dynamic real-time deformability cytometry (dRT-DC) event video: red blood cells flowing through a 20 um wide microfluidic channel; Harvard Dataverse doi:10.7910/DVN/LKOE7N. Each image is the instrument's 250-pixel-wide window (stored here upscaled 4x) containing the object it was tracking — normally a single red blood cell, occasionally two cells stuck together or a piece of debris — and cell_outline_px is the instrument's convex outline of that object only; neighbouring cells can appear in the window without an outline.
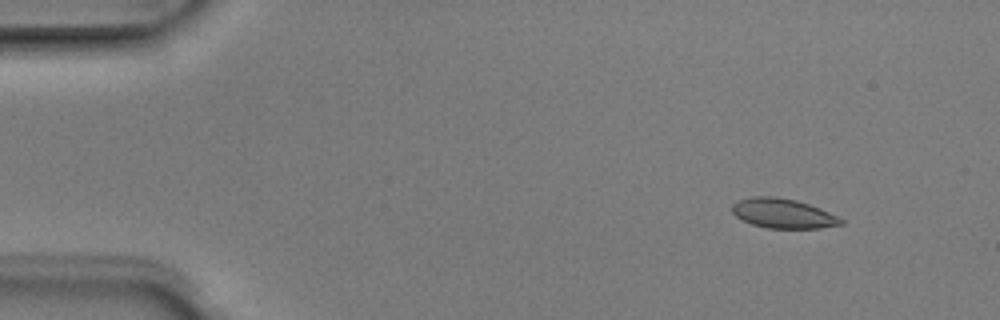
{"species": "Egyptian fruit bat (a non-hibernating species)", "species_latin": "Rousettus aegyptiacus", "temperature_condition": "room temperature", "stored_images_in_passage": 7, "camera_frame_rate_fps": 3000, "um_per_image_px": 0.085, "animal": {"sex": "male"}, "frame": {"image": 1, "passage_image": 1, "time_ms": 0.0, "image_size_px": [1000, 320], "cell_outline_px": [[844, 224], [820, 228], [768, 228], [752, 224], [736, 216], [732, 212], [732, 204], [740, 200], [752, 196], [776, 196], [796, 200], [820, 208], [844, 220]], "centroid_in_image_um": [66.56, 18.14], "position_along_channel_um": 18.4, "area_um2": 18.67}}
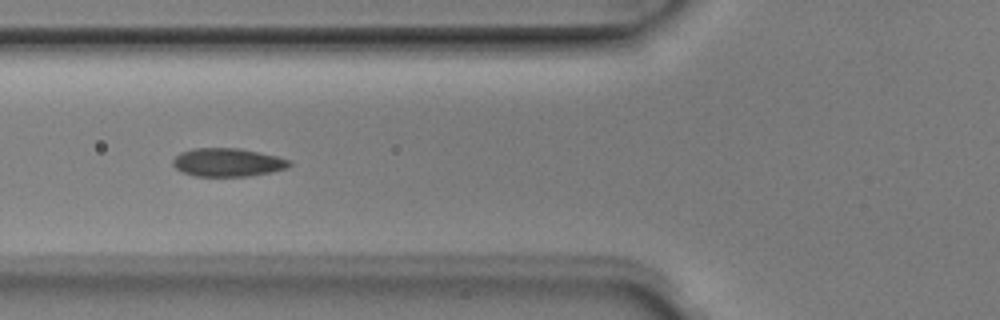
{"frame": {"image": 2, "passage_image": 5, "time_ms": 1.333, "image_size_px": [1000, 320], "cell_outline_px": [[292, 164], [288, 168], [272, 172], [248, 176], [196, 176], [184, 172], [176, 168], [172, 164], [172, 160], [180, 152], [192, 148], [240, 148], [260, 152], [292, 160]], "centroid_in_image_um": [19.38, 13.79], "position_along_channel_um": 106.4, "area_um2": 19.36}}
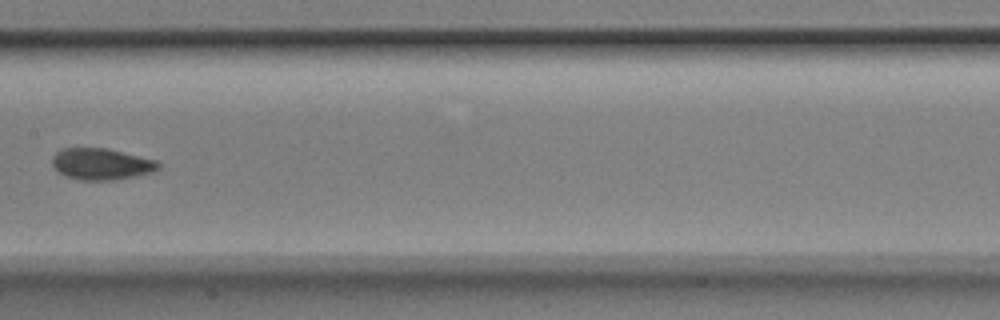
{"frame": {"image": 3, "passage_image": 7, "time_ms": 2.0, "image_size_px": [1000, 320], "cell_outline_px": [[160, 168], [152, 172], [136, 176], [116, 180], [80, 180], [64, 176], [52, 164], [52, 156], [56, 152], [64, 148], [108, 148], [156, 160], [160, 164]], "centroid_in_image_um": [8.62, 13.94], "position_along_channel_um": 198.8, "area_um2": 19.54}}